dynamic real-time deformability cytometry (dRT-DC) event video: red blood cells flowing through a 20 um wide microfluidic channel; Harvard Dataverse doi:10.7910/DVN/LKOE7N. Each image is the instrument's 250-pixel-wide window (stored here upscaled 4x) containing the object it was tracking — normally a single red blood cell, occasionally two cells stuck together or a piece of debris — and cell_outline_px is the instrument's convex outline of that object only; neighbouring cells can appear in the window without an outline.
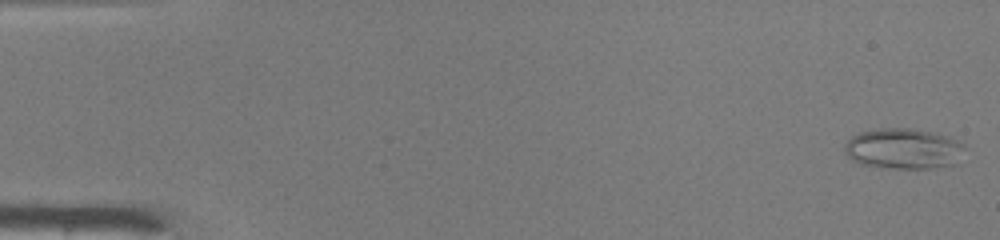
{"species": "common noctule bat (a hibernating species)", "species_latin": "Nyctalus noctula", "temperature_condition": "warm", "stored_images_in_passage": 18, "camera_frame_rate_fps": 3000, "um_per_image_px": 0.085, "animal": {"sex": "male", "body_mass_g": 19.0, "forearm_length_mm": 50.8}, "frame": {"image": 1, "passage_image": 1, "time_ms": 0.0, "image_size_px": [1000, 240], "cell_outline_px": [[968, 148], [956, 164], [932, 168], [892, 168], [860, 164], [852, 160], [844, 152], [844, 144], [852, 136], [860, 132], [880, 128], [908, 128], [936, 132], [948, 136], [964, 144]], "centroid_in_image_um": [76.83, 12.63], "position_along_channel_um": 8.2, "area_um2": 28.78}}